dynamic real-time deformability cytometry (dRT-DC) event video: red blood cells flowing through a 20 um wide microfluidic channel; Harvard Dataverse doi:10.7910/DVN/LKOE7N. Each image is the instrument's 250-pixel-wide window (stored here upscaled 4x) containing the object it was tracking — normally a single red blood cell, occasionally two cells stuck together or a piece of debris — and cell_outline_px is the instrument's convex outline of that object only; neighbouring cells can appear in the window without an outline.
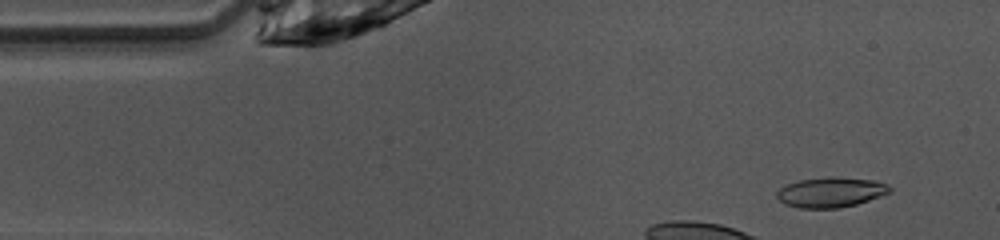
{"species": "common noctule bat (a hibernating species)", "species_latin": "Nyctalus noctula", "temperature_condition": "warm", "stored_images_in_passage": 9, "camera_frame_rate_fps": 3000, "um_per_image_px": 0.085, "animal": {"sex": "female", "body_mass_g": 10.0, "forearm_length_mm": 53.1}, "frame": {"image": 1, "passage_image": 4, "time_ms": 1.0, "image_size_px": [1000, 240], "cell_outline_px": [[892, 192], [856, 204], [840, 208], [800, 208], [784, 204], [776, 196], [776, 192], [780, 188], [788, 184], [800, 180], [828, 176], [836, 176], [872, 180], [888, 184], [892, 188]], "centroid_in_image_um": [70.63, 16.33], "position_along_channel_um": 14.4, "area_um2": 19.88}}